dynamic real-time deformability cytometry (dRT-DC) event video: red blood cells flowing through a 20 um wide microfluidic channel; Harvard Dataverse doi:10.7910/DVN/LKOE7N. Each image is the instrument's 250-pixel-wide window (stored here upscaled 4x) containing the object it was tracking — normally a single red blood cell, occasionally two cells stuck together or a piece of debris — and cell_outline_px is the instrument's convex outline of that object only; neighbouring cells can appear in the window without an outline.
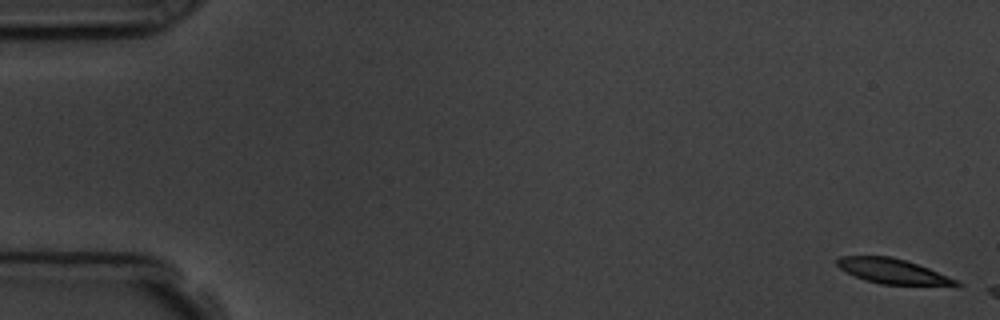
{"species": "common noctule bat (a hibernating species)", "species_latin": "Nyctalus noctula", "temperature_condition": "room temperature", "stored_images_in_passage": 5, "camera_frame_rate_fps": 3000, "um_per_image_px": 0.085, "animal": {"sex": "male", "body_mass_g": 19.5, "forearm_length_mm": 54.6}, "frame": {"image": 1, "passage_image": 1, "time_ms": 0.0, "image_size_px": [1000, 320], "cell_outline_px": [[964, 284], [880, 284], [856, 276], [840, 268], [836, 264], [836, 260], [840, 256], [892, 256], [928, 268], [956, 280]], "centroid_in_image_um": [75.78, 23.02], "position_along_channel_um": 9.2, "area_um2": 16.53}}